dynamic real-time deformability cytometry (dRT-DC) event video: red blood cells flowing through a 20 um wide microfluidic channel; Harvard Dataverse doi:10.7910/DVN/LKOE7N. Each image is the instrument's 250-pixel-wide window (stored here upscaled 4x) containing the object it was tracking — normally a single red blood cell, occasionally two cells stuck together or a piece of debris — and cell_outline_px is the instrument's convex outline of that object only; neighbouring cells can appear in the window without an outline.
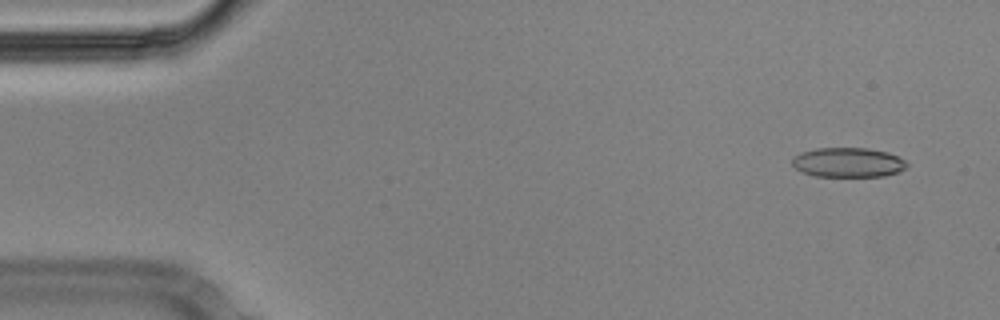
{"species": "Egyptian fruit bat (a non-hibernating species)", "species_latin": "Rousettus aegyptiacus", "temperature_condition": "cold", "stored_images_in_passage": 56, "camera_frame_rate_fps": 3000, "um_per_image_px": 0.085, "animal": {"sex": "male"}, "frame": {"image": 1, "passage_image": 4, "time_ms": 1.0, "image_size_px": [1000, 320], "cell_outline_px": [[908, 168], [900, 172], [884, 176], [812, 176], [796, 168], [792, 164], [792, 156], [800, 152], [816, 148], [868, 148], [888, 152], [904, 160], [908, 164]], "centroid_in_image_um": [72.09, 13.8], "position_along_channel_um": 12.9, "area_um2": 19.94}}
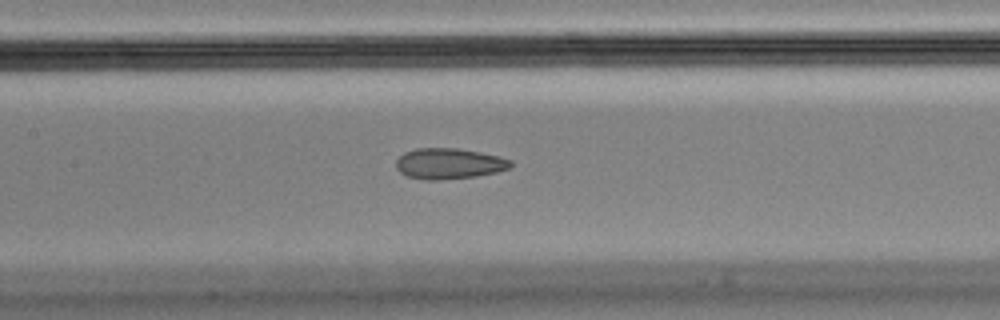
{"frame": {"image": 2, "passage_image": 26, "time_ms": 8.333, "image_size_px": [1000, 320], "cell_outline_px": [[512, 168], [496, 172], [476, 176], [440, 180], [424, 180], [408, 176], [400, 172], [396, 168], [396, 160], [404, 152], [416, 148], [460, 148], [500, 156], [512, 160]], "centroid_in_image_um": [38.18, 13.9], "position_along_channel_um": 169.2, "area_um2": 20.75}}
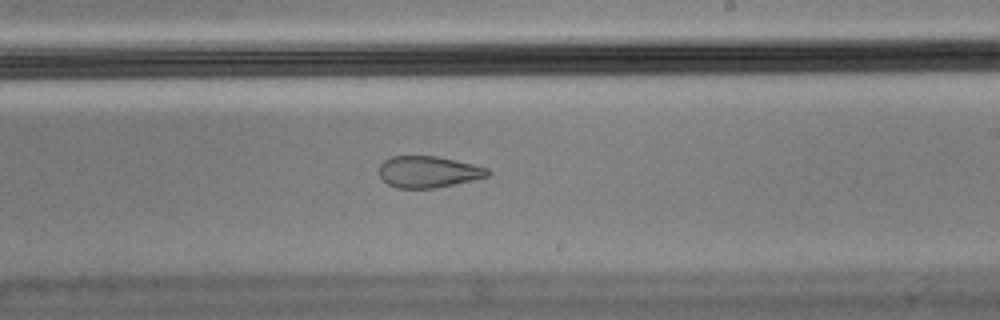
{"frame": {"image": 3, "passage_image": 33, "time_ms": 10.667, "image_size_px": [1000, 320], "cell_outline_px": [[492, 172], [488, 176], [472, 180], [432, 188], [396, 188], [388, 184], [380, 176], [380, 164], [384, 160], [392, 156], [436, 156], [472, 164], [488, 168]], "centroid_in_image_um": [36.4, 14.6], "position_along_channel_um": 252.6, "area_um2": 19.71}, "authors_computed_cell_mechanics": {"area_um2": 21.0681, "velocity_mm_per_s": 3.5923, "shape_relaxation_time_tau1_ms": null, "shape_relaxation_time_tau2_ms": 2.2959, "deformation_change_tau1": null, "deformation_change_tau2": 0.096}}